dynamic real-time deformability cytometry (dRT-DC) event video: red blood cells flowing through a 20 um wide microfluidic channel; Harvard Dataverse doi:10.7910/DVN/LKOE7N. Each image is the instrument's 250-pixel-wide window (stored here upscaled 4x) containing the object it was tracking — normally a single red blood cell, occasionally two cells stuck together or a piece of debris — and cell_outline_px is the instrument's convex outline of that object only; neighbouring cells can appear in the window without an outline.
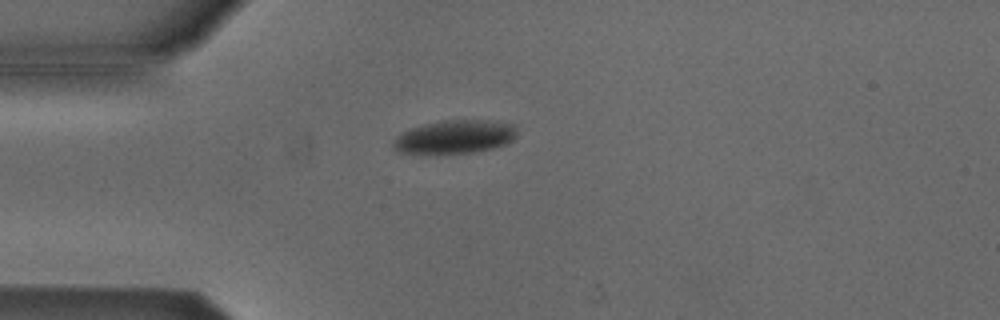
{"species": "Egyptian fruit bat (a non-hibernating species)", "species_latin": "Rousettus aegyptiacus", "temperature_condition": "cold", "stored_images_in_passage": 41, "camera_frame_rate_fps": 3000, "um_per_image_px": 0.085, "animal": {"sex": "male"}, "frame": {"image": 1, "passage_image": 1, "time_ms": 0.0, "image_size_px": [1000, 320], "cell_outline_px": [[516, 136], [508, 144], [476, 152], [396, 152], [392, 148], [392, 144], [396, 136], [400, 132], [424, 124], [444, 120], [496, 120], [516, 124]], "centroid_in_image_um": [38.7, 11.6], "position_along_channel_um": 46.3, "area_um2": 24.04}}
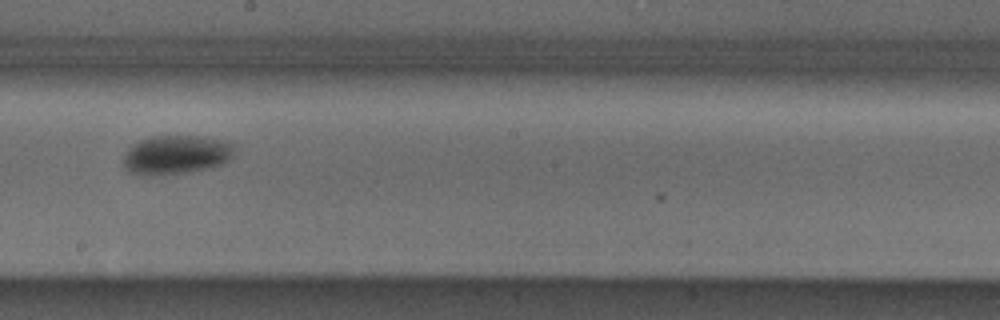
{"frame": {"image": 2, "passage_image": 17, "time_ms": 5.333, "image_size_px": [1000, 320], "cell_outline_px": [[232, 156], [228, 160], [220, 164], [188, 172], [160, 176], [140, 176], [128, 172], [124, 168], [120, 160], [128, 148], [140, 140], [152, 136], [204, 136], [220, 140], [232, 144]], "centroid_in_image_um": [14.84, 13.18], "position_along_channel_um": 233.4, "area_um2": 25.43}}
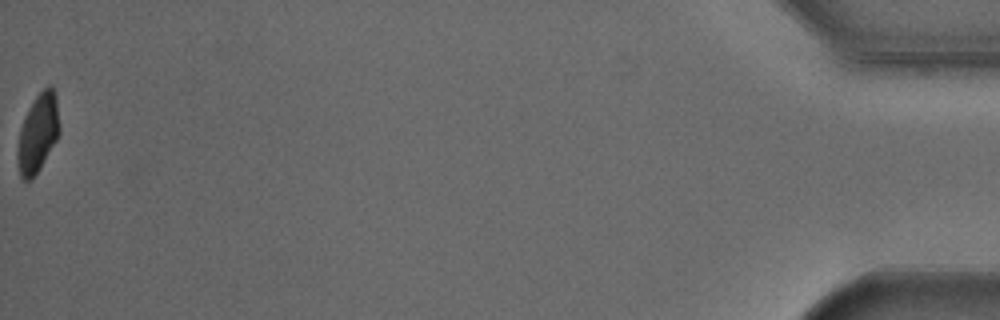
{"frame": {"image": 3, "passage_image": 41, "time_ms": 13.333, "image_size_px": [1000, 320], "cell_outline_px": [[60, 132], [56, 140], [40, 168], [28, 180], [24, 180], [20, 176], [16, 156], [16, 152], [20, 128], [28, 108], [36, 96], [48, 84], [52, 84], [56, 96], [60, 128]], "centroid_in_image_um": [3.22, 11.28], "position_along_channel_um": 432.0, "area_um2": 19.13}, "authors_computed_cell_mechanics": {"area_um2": 24.0448, "velocity_mm_per_s": 3.8077, "shape_relaxation_time_tau1_ms": 3.6117, "shape_relaxation_time_tau2_ms": null, "deformation_change_tau1": 0.1002, "deformation_change_tau2": null}}